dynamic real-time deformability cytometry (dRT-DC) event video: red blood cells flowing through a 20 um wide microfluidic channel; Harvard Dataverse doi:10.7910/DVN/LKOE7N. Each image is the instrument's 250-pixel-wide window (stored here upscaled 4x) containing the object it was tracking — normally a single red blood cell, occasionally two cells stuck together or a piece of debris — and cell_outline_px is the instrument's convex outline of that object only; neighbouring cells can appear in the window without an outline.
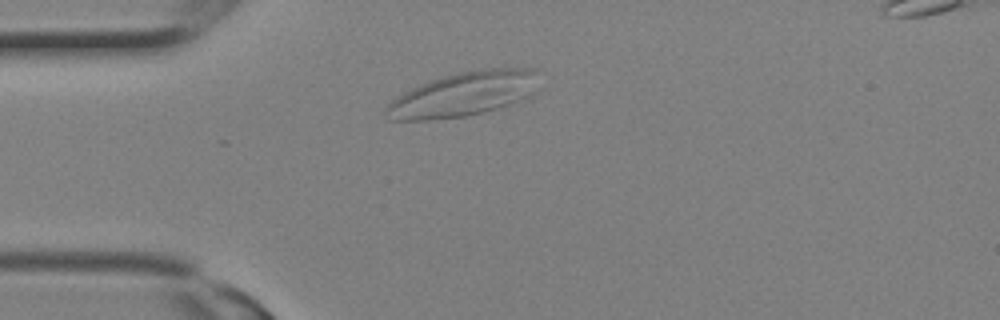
{"species": "Egyptian fruit bat (a non-hibernating species)", "species_latin": "Rousettus aegyptiacus", "temperature_condition": "room temperature", "stored_images_in_passage": 3, "camera_frame_rate_fps": 3000, "um_per_image_px": 0.085, "animal": {"sex": "female"}, "frame": {"image": 1, "passage_image": 2, "time_ms": 0.333, "image_size_px": [1000, 320], "cell_outline_px": [[536, 92], [532, 96], [512, 104], [484, 112], [464, 116], [428, 120], [388, 120], [384, 116], [384, 108], [392, 100], [404, 92], [412, 88], [432, 80], [444, 76], [460, 72], [484, 68], [536, 68]], "centroid_in_image_um": [39.41, 8.01], "position_along_channel_um": 45.6, "area_um2": 39.59}}